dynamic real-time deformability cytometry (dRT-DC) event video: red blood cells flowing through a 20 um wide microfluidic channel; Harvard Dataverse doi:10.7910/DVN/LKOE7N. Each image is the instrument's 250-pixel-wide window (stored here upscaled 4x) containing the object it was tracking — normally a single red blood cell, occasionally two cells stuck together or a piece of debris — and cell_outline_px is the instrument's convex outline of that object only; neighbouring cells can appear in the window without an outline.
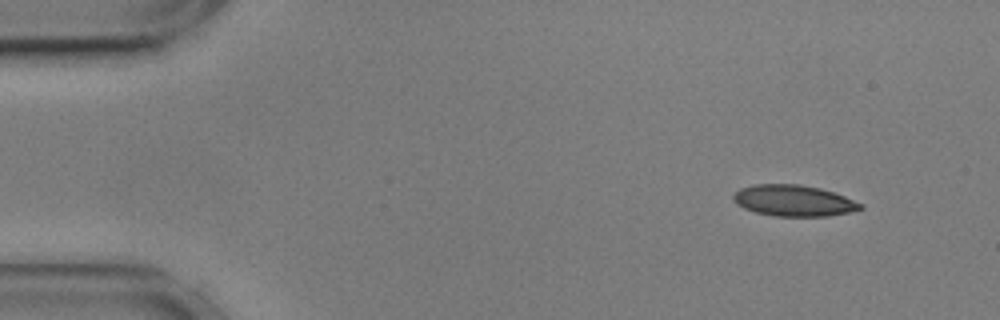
{"species": "common noctule bat (a hibernating species)", "species_latin": "Nyctalus noctula", "temperature_condition": "cold", "stored_images_in_passage": 51, "camera_frame_rate_fps": 3000, "um_per_image_px": 0.085, "animal": {"sex": "male", "body_mass_g": 17.9, "forearm_length_mm": 54.2}, "frame": {"image": 1, "passage_image": 1, "time_ms": 0.0, "image_size_px": [1000, 320], "cell_outline_px": [[864, 208], [848, 212], [828, 216], [772, 216], [756, 212], [744, 208], [736, 204], [732, 200], [732, 196], [740, 188], [752, 184], [800, 184], [820, 188], [844, 196], [864, 204]], "centroid_in_image_um": [67.44, 17.05], "position_along_channel_um": 17.6, "area_um2": 23.18}}
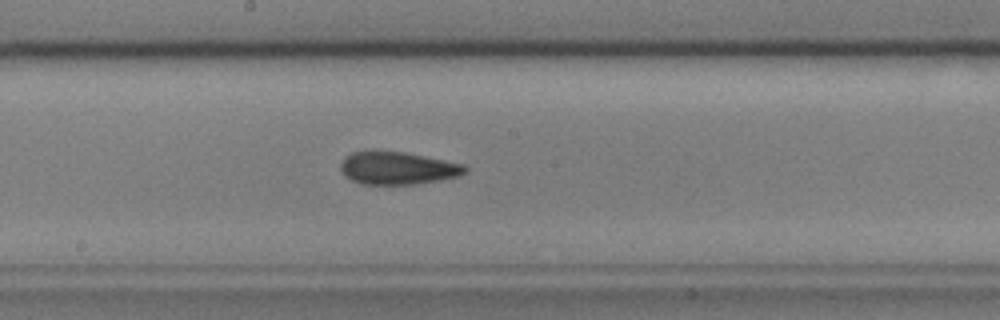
{"frame": {"image": 2, "passage_image": 25, "time_ms": 8.0, "image_size_px": [1000, 320], "cell_outline_px": [[468, 168], [460, 176], [440, 180], [412, 184], [364, 184], [352, 180], [340, 168], [340, 164], [352, 152], [372, 148], [404, 152], [464, 164]], "centroid_in_image_um": [33.79, 14.25], "position_along_channel_um": 214.4, "area_um2": 23.81}}
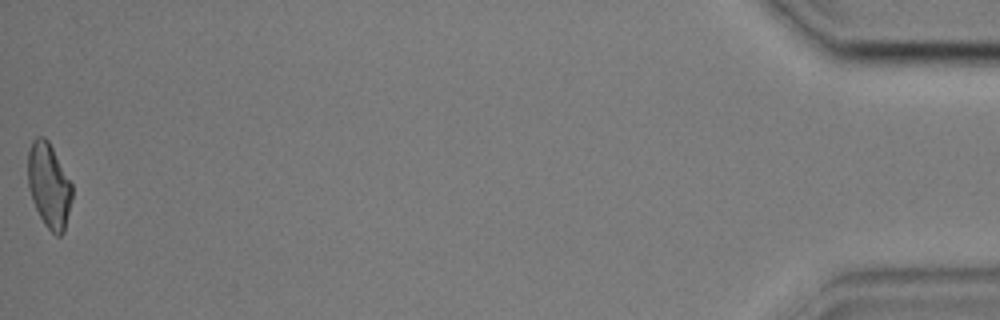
{"frame": {"image": 3, "passage_image": 51, "time_ms": 16.667, "image_size_px": [1000, 320], "cell_outline_px": [[72, 196], [64, 232], [60, 236], [56, 236], [44, 224], [32, 200], [28, 188], [28, 152], [32, 140], [36, 136], [44, 136], [48, 140], [72, 184]], "centroid_in_image_um": [4.15, 15.76], "position_along_channel_um": 431.1, "area_um2": 21.73}, "authors_computed_cell_mechanics": {"area_um2": 22.9466, "velocity_mm_per_s": 3.5999, "shape_relaxation_time_tau1_ms": 7.1451, "shape_relaxation_time_tau2_ms": 3.2549, "deformation_change_tau1": 0.1418, "deformation_change_tau2": 0.0911}}